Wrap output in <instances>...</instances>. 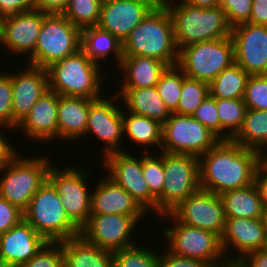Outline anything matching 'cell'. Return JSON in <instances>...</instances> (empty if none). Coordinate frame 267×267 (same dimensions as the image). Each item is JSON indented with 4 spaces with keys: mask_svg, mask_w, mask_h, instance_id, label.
Returning <instances> with one entry per match:
<instances>
[{
    "mask_svg": "<svg viewBox=\"0 0 267 267\" xmlns=\"http://www.w3.org/2000/svg\"><path fill=\"white\" fill-rule=\"evenodd\" d=\"M258 155L232 140H220L199 157L201 189L222 195L254 183Z\"/></svg>",
    "mask_w": 267,
    "mask_h": 267,
    "instance_id": "6da1fadb",
    "label": "cell"
},
{
    "mask_svg": "<svg viewBox=\"0 0 267 267\" xmlns=\"http://www.w3.org/2000/svg\"><path fill=\"white\" fill-rule=\"evenodd\" d=\"M123 56H146L177 65L173 21L164 4H157L122 43Z\"/></svg>",
    "mask_w": 267,
    "mask_h": 267,
    "instance_id": "7a4b0ae2",
    "label": "cell"
},
{
    "mask_svg": "<svg viewBox=\"0 0 267 267\" xmlns=\"http://www.w3.org/2000/svg\"><path fill=\"white\" fill-rule=\"evenodd\" d=\"M169 0L166 6L173 21L175 43L178 51L193 43L222 39L231 36L226 13L220 6L200 8L189 5L183 0L176 4Z\"/></svg>",
    "mask_w": 267,
    "mask_h": 267,
    "instance_id": "3957f363",
    "label": "cell"
},
{
    "mask_svg": "<svg viewBox=\"0 0 267 267\" xmlns=\"http://www.w3.org/2000/svg\"><path fill=\"white\" fill-rule=\"evenodd\" d=\"M99 68L100 64L80 49L47 68L49 90L62 96L100 98L104 77Z\"/></svg>",
    "mask_w": 267,
    "mask_h": 267,
    "instance_id": "277c9868",
    "label": "cell"
},
{
    "mask_svg": "<svg viewBox=\"0 0 267 267\" xmlns=\"http://www.w3.org/2000/svg\"><path fill=\"white\" fill-rule=\"evenodd\" d=\"M28 222L47 242H60L80 235L69 219L54 185L47 179L23 211Z\"/></svg>",
    "mask_w": 267,
    "mask_h": 267,
    "instance_id": "5b68a950",
    "label": "cell"
},
{
    "mask_svg": "<svg viewBox=\"0 0 267 267\" xmlns=\"http://www.w3.org/2000/svg\"><path fill=\"white\" fill-rule=\"evenodd\" d=\"M81 49V29L62 14H47L28 65L47 69Z\"/></svg>",
    "mask_w": 267,
    "mask_h": 267,
    "instance_id": "8992f818",
    "label": "cell"
},
{
    "mask_svg": "<svg viewBox=\"0 0 267 267\" xmlns=\"http://www.w3.org/2000/svg\"><path fill=\"white\" fill-rule=\"evenodd\" d=\"M235 63L232 37L193 43L178 51L177 66L188 78L210 83Z\"/></svg>",
    "mask_w": 267,
    "mask_h": 267,
    "instance_id": "52a82bcc",
    "label": "cell"
},
{
    "mask_svg": "<svg viewBox=\"0 0 267 267\" xmlns=\"http://www.w3.org/2000/svg\"><path fill=\"white\" fill-rule=\"evenodd\" d=\"M18 156L0 171L5 173L0 180V196L24 211L33 195L48 179L52 164L45 156L29 159Z\"/></svg>",
    "mask_w": 267,
    "mask_h": 267,
    "instance_id": "ba28073f",
    "label": "cell"
},
{
    "mask_svg": "<svg viewBox=\"0 0 267 267\" xmlns=\"http://www.w3.org/2000/svg\"><path fill=\"white\" fill-rule=\"evenodd\" d=\"M164 185L157 197V213H170L200 187L199 157L163 152Z\"/></svg>",
    "mask_w": 267,
    "mask_h": 267,
    "instance_id": "9c48e42d",
    "label": "cell"
},
{
    "mask_svg": "<svg viewBox=\"0 0 267 267\" xmlns=\"http://www.w3.org/2000/svg\"><path fill=\"white\" fill-rule=\"evenodd\" d=\"M164 216L171 217L175 225L165 230L164 234L169 240L167 249L169 252L207 262L213 267H232L224 255L221 238L217 234L183 224L171 213L163 214Z\"/></svg>",
    "mask_w": 267,
    "mask_h": 267,
    "instance_id": "30bf717a",
    "label": "cell"
},
{
    "mask_svg": "<svg viewBox=\"0 0 267 267\" xmlns=\"http://www.w3.org/2000/svg\"><path fill=\"white\" fill-rule=\"evenodd\" d=\"M220 139L191 115L171 113L162 125L161 149L166 153L200 157Z\"/></svg>",
    "mask_w": 267,
    "mask_h": 267,
    "instance_id": "8fae6325",
    "label": "cell"
},
{
    "mask_svg": "<svg viewBox=\"0 0 267 267\" xmlns=\"http://www.w3.org/2000/svg\"><path fill=\"white\" fill-rule=\"evenodd\" d=\"M59 169L51 165L48 180L56 188L69 219L81 229L91 215V194L85 183L89 179V174L83 167L82 169H75V167Z\"/></svg>",
    "mask_w": 267,
    "mask_h": 267,
    "instance_id": "7c38bea8",
    "label": "cell"
},
{
    "mask_svg": "<svg viewBox=\"0 0 267 267\" xmlns=\"http://www.w3.org/2000/svg\"><path fill=\"white\" fill-rule=\"evenodd\" d=\"M179 222L223 236L226 226L220 195L199 189L170 212Z\"/></svg>",
    "mask_w": 267,
    "mask_h": 267,
    "instance_id": "4fadbf2b",
    "label": "cell"
},
{
    "mask_svg": "<svg viewBox=\"0 0 267 267\" xmlns=\"http://www.w3.org/2000/svg\"><path fill=\"white\" fill-rule=\"evenodd\" d=\"M104 157L103 166L108 170L107 176L129 192L146 212L150 208L157 212V198L150 192L143 177L142 157L136 158L125 151Z\"/></svg>",
    "mask_w": 267,
    "mask_h": 267,
    "instance_id": "5bb4252c",
    "label": "cell"
},
{
    "mask_svg": "<svg viewBox=\"0 0 267 267\" xmlns=\"http://www.w3.org/2000/svg\"><path fill=\"white\" fill-rule=\"evenodd\" d=\"M135 225L137 221L129 215L91 214L80 235L94 246L114 252L135 246L131 240Z\"/></svg>",
    "mask_w": 267,
    "mask_h": 267,
    "instance_id": "9a60e30c",
    "label": "cell"
},
{
    "mask_svg": "<svg viewBox=\"0 0 267 267\" xmlns=\"http://www.w3.org/2000/svg\"><path fill=\"white\" fill-rule=\"evenodd\" d=\"M231 37L235 63L249 75H267V25L239 24Z\"/></svg>",
    "mask_w": 267,
    "mask_h": 267,
    "instance_id": "2e32d148",
    "label": "cell"
},
{
    "mask_svg": "<svg viewBox=\"0 0 267 267\" xmlns=\"http://www.w3.org/2000/svg\"><path fill=\"white\" fill-rule=\"evenodd\" d=\"M157 4L155 0H102L97 26L123 43Z\"/></svg>",
    "mask_w": 267,
    "mask_h": 267,
    "instance_id": "e0dca14e",
    "label": "cell"
},
{
    "mask_svg": "<svg viewBox=\"0 0 267 267\" xmlns=\"http://www.w3.org/2000/svg\"><path fill=\"white\" fill-rule=\"evenodd\" d=\"M120 107L107 98L90 99L85 135L94 134L107 146L104 156L114 152H124L120 149L123 135V116Z\"/></svg>",
    "mask_w": 267,
    "mask_h": 267,
    "instance_id": "ac0fdd59",
    "label": "cell"
},
{
    "mask_svg": "<svg viewBox=\"0 0 267 267\" xmlns=\"http://www.w3.org/2000/svg\"><path fill=\"white\" fill-rule=\"evenodd\" d=\"M46 13L30 10L0 19V42L11 52L30 53L35 50L42 22Z\"/></svg>",
    "mask_w": 267,
    "mask_h": 267,
    "instance_id": "d6986e66",
    "label": "cell"
},
{
    "mask_svg": "<svg viewBox=\"0 0 267 267\" xmlns=\"http://www.w3.org/2000/svg\"><path fill=\"white\" fill-rule=\"evenodd\" d=\"M221 245L228 263L233 266L238 260L250 252L266 248L267 235L262 218H226V226ZM234 247L239 253L233 257L227 251ZM239 255V256H238ZM236 257V258H235Z\"/></svg>",
    "mask_w": 267,
    "mask_h": 267,
    "instance_id": "ffe728a7",
    "label": "cell"
},
{
    "mask_svg": "<svg viewBox=\"0 0 267 267\" xmlns=\"http://www.w3.org/2000/svg\"><path fill=\"white\" fill-rule=\"evenodd\" d=\"M9 76L13 90V127L16 128L37 100L49 90L48 72L47 69L29 65L21 73H9Z\"/></svg>",
    "mask_w": 267,
    "mask_h": 267,
    "instance_id": "44dd1931",
    "label": "cell"
},
{
    "mask_svg": "<svg viewBox=\"0 0 267 267\" xmlns=\"http://www.w3.org/2000/svg\"><path fill=\"white\" fill-rule=\"evenodd\" d=\"M47 241L24 219L0 235V257L10 267H19L34 257Z\"/></svg>",
    "mask_w": 267,
    "mask_h": 267,
    "instance_id": "7402d4cb",
    "label": "cell"
},
{
    "mask_svg": "<svg viewBox=\"0 0 267 267\" xmlns=\"http://www.w3.org/2000/svg\"><path fill=\"white\" fill-rule=\"evenodd\" d=\"M145 212L129 192L108 176L101 179L91 192V214L129 215L138 222Z\"/></svg>",
    "mask_w": 267,
    "mask_h": 267,
    "instance_id": "603a6c76",
    "label": "cell"
},
{
    "mask_svg": "<svg viewBox=\"0 0 267 267\" xmlns=\"http://www.w3.org/2000/svg\"><path fill=\"white\" fill-rule=\"evenodd\" d=\"M58 99L56 92L48 90L34 104L29 114L17 126L26 137L39 141H49L58 136Z\"/></svg>",
    "mask_w": 267,
    "mask_h": 267,
    "instance_id": "cb8c5ba5",
    "label": "cell"
},
{
    "mask_svg": "<svg viewBox=\"0 0 267 267\" xmlns=\"http://www.w3.org/2000/svg\"><path fill=\"white\" fill-rule=\"evenodd\" d=\"M90 99L62 96L58 99V138L73 139L85 136Z\"/></svg>",
    "mask_w": 267,
    "mask_h": 267,
    "instance_id": "d4e9b609",
    "label": "cell"
},
{
    "mask_svg": "<svg viewBox=\"0 0 267 267\" xmlns=\"http://www.w3.org/2000/svg\"><path fill=\"white\" fill-rule=\"evenodd\" d=\"M59 243L63 267H113V252L94 246L81 235Z\"/></svg>",
    "mask_w": 267,
    "mask_h": 267,
    "instance_id": "484cf974",
    "label": "cell"
},
{
    "mask_svg": "<svg viewBox=\"0 0 267 267\" xmlns=\"http://www.w3.org/2000/svg\"><path fill=\"white\" fill-rule=\"evenodd\" d=\"M110 101L118 96L132 113L146 116L163 125L170 117V112L165 107L164 101L159 96L156 86L135 89H120Z\"/></svg>",
    "mask_w": 267,
    "mask_h": 267,
    "instance_id": "4316f807",
    "label": "cell"
},
{
    "mask_svg": "<svg viewBox=\"0 0 267 267\" xmlns=\"http://www.w3.org/2000/svg\"><path fill=\"white\" fill-rule=\"evenodd\" d=\"M120 68L124 70V83L120 89L154 87L168 65L146 56H123Z\"/></svg>",
    "mask_w": 267,
    "mask_h": 267,
    "instance_id": "83f0119b",
    "label": "cell"
},
{
    "mask_svg": "<svg viewBox=\"0 0 267 267\" xmlns=\"http://www.w3.org/2000/svg\"><path fill=\"white\" fill-rule=\"evenodd\" d=\"M220 198L226 218L257 219L262 217L263 203L255 183L227 191L220 195Z\"/></svg>",
    "mask_w": 267,
    "mask_h": 267,
    "instance_id": "f1b7e54d",
    "label": "cell"
},
{
    "mask_svg": "<svg viewBox=\"0 0 267 267\" xmlns=\"http://www.w3.org/2000/svg\"><path fill=\"white\" fill-rule=\"evenodd\" d=\"M81 50L95 63L107 60L111 51L119 63L118 66L123 58L122 43L98 26L81 29Z\"/></svg>",
    "mask_w": 267,
    "mask_h": 267,
    "instance_id": "f546056e",
    "label": "cell"
},
{
    "mask_svg": "<svg viewBox=\"0 0 267 267\" xmlns=\"http://www.w3.org/2000/svg\"><path fill=\"white\" fill-rule=\"evenodd\" d=\"M250 75L234 63L209 83V95L215 99H243Z\"/></svg>",
    "mask_w": 267,
    "mask_h": 267,
    "instance_id": "4dcf8cb0",
    "label": "cell"
},
{
    "mask_svg": "<svg viewBox=\"0 0 267 267\" xmlns=\"http://www.w3.org/2000/svg\"><path fill=\"white\" fill-rule=\"evenodd\" d=\"M122 116L123 134L126 133L130 140L144 148L154 144L161 147L162 125L159 122L130 111L126 115L122 111Z\"/></svg>",
    "mask_w": 267,
    "mask_h": 267,
    "instance_id": "1f68e13d",
    "label": "cell"
},
{
    "mask_svg": "<svg viewBox=\"0 0 267 267\" xmlns=\"http://www.w3.org/2000/svg\"><path fill=\"white\" fill-rule=\"evenodd\" d=\"M232 141L257 151L267 146V110L247 109L242 127Z\"/></svg>",
    "mask_w": 267,
    "mask_h": 267,
    "instance_id": "d6a6232c",
    "label": "cell"
},
{
    "mask_svg": "<svg viewBox=\"0 0 267 267\" xmlns=\"http://www.w3.org/2000/svg\"><path fill=\"white\" fill-rule=\"evenodd\" d=\"M215 103L220 120V140H232L245 118L247 107L244 99H215Z\"/></svg>",
    "mask_w": 267,
    "mask_h": 267,
    "instance_id": "836d02e7",
    "label": "cell"
},
{
    "mask_svg": "<svg viewBox=\"0 0 267 267\" xmlns=\"http://www.w3.org/2000/svg\"><path fill=\"white\" fill-rule=\"evenodd\" d=\"M183 86V71L177 66H168L161 74L156 88L170 113L177 109Z\"/></svg>",
    "mask_w": 267,
    "mask_h": 267,
    "instance_id": "e575fe53",
    "label": "cell"
},
{
    "mask_svg": "<svg viewBox=\"0 0 267 267\" xmlns=\"http://www.w3.org/2000/svg\"><path fill=\"white\" fill-rule=\"evenodd\" d=\"M102 0H70L63 16L80 29L97 26Z\"/></svg>",
    "mask_w": 267,
    "mask_h": 267,
    "instance_id": "d590c367",
    "label": "cell"
},
{
    "mask_svg": "<svg viewBox=\"0 0 267 267\" xmlns=\"http://www.w3.org/2000/svg\"><path fill=\"white\" fill-rule=\"evenodd\" d=\"M208 96L209 83L188 78L183 73L181 97L173 113L192 115Z\"/></svg>",
    "mask_w": 267,
    "mask_h": 267,
    "instance_id": "8d00e7d4",
    "label": "cell"
},
{
    "mask_svg": "<svg viewBox=\"0 0 267 267\" xmlns=\"http://www.w3.org/2000/svg\"><path fill=\"white\" fill-rule=\"evenodd\" d=\"M113 267H159V254L135 245L113 252Z\"/></svg>",
    "mask_w": 267,
    "mask_h": 267,
    "instance_id": "74e56055",
    "label": "cell"
},
{
    "mask_svg": "<svg viewBox=\"0 0 267 267\" xmlns=\"http://www.w3.org/2000/svg\"><path fill=\"white\" fill-rule=\"evenodd\" d=\"M146 152L142 157L143 177L148 184L150 192L157 198L163 191L164 169H163V151L158 154ZM154 154V155H153ZM156 155V156H155Z\"/></svg>",
    "mask_w": 267,
    "mask_h": 267,
    "instance_id": "f35d334b",
    "label": "cell"
},
{
    "mask_svg": "<svg viewBox=\"0 0 267 267\" xmlns=\"http://www.w3.org/2000/svg\"><path fill=\"white\" fill-rule=\"evenodd\" d=\"M243 99L247 109L267 110V75H250Z\"/></svg>",
    "mask_w": 267,
    "mask_h": 267,
    "instance_id": "ab89813d",
    "label": "cell"
},
{
    "mask_svg": "<svg viewBox=\"0 0 267 267\" xmlns=\"http://www.w3.org/2000/svg\"><path fill=\"white\" fill-rule=\"evenodd\" d=\"M19 267H63L61 244L47 242L34 257Z\"/></svg>",
    "mask_w": 267,
    "mask_h": 267,
    "instance_id": "60d3db41",
    "label": "cell"
},
{
    "mask_svg": "<svg viewBox=\"0 0 267 267\" xmlns=\"http://www.w3.org/2000/svg\"><path fill=\"white\" fill-rule=\"evenodd\" d=\"M12 100L11 77L8 73L2 72L0 73V129L4 127L13 128Z\"/></svg>",
    "mask_w": 267,
    "mask_h": 267,
    "instance_id": "b9f144b4",
    "label": "cell"
},
{
    "mask_svg": "<svg viewBox=\"0 0 267 267\" xmlns=\"http://www.w3.org/2000/svg\"><path fill=\"white\" fill-rule=\"evenodd\" d=\"M252 3L253 0H221L219 6L226 13L228 23L233 28L249 22Z\"/></svg>",
    "mask_w": 267,
    "mask_h": 267,
    "instance_id": "7bdbcfd3",
    "label": "cell"
},
{
    "mask_svg": "<svg viewBox=\"0 0 267 267\" xmlns=\"http://www.w3.org/2000/svg\"><path fill=\"white\" fill-rule=\"evenodd\" d=\"M191 116L220 139V120L215 98L209 95Z\"/></svg>",
    "mask_w": 267,
    "mask_h": 267,
    "instance_id": "ee69618b",
    "label": "cell"
},
{
    "mask_svg": "<svg viewBox=\"0 0 267 267\" xmlns=\"http://www.w3.org/2000/svg\"><path fill=\"white\" fill-rule=\"evenodd\" d=\"M23 219V211L0 196V235Z\"/></svg>",
    "mask_w": 267,
    "mask_h": 267,
    "instance_id": "f6af8a7d",
    "label": "cell"
},
{
    "mask_svg": "<svg viewBox=\"0 0 267 267\" xmlns=\"http://www.w3.org/2000/svg\"><path fill=\"white\" fill-rule=\"evenodd\" d=\"M165 252L159 256V267H213L201 260L174 255L167 249Z\"/></svg>",
    "mask_w": 267,
    "mask_h": 267,
    "instance_id": "bcb514c9",
    "label": "cell"
},
{
    "mask_svg": "<svg viewBox=\"0 0 267 267\" xmlns=\"http://www.w3.org/2000/svg\"><path fill=\"white\" fill-rule=\"evenodd\" d=\"M34 9V0H0V19Z\"/></svg>",
    "mask_w": 267,
    "mask_h": 267,
    "instance_id": "7dc6e473",
    "label": "cell"
},
{
    "mask_svg": "<svg viewBox=\"0 0 267 267\" xmlns=\"http://www.w3.org/2000/svg\"><path fill=\"white\" fill-rule=\"evenodd\" d=\"M232 267H267V249L262 248L248 253Z\"/></svg>",
    "mask_w": 267,
    "mask_h": 267,
    "instance_id": "c3c4849f",
    "label": "cell"
},
{
    "mask_svg": "<svg viewBox=\"0 0 267 267\" xmlns=\"http://www.w3.org/2000/svg\"><path fill=\"white\" fill-rule=\"evenodd\" d=\"M70 0H34V9L46 14H63Z\"/></svg>",
    "mask_w": 267,
    "mask_h": 267,
    "instance_id": "681fc988",
    "label": "cell"
},
{
    "mask_svg": "<svg viewBox=\"0 0 267 267\" xmlns=\"http://www.w3.org/2000/svg\"><path fill=\"white\" fill-rule=\"evenodd\" d=\"M254 25H267V0H253L249 22Z\"/></svg>",
    "mask_w": 267,
    "mask_h": 267,
    "instance_id": "f907efd6",
    "label": "cell"
},
{
    "mask_svg": "<svg viewBox=\"0 0 267 267\" xmlns=\"http://www.w3.org/2000/svg\"><path fill=\"white\" fill-rule=\"evenodd\" d=\"M1 133H3L2 130H0V171L18 154L15 151L16 148L13 149L12 144L4 138V133Z\"/></svg>",
    "mask_w": 267,
    "mask_h": 267,
    "instance_id": "816d5d0a",
    "label": "cell"
},
{
    "mask_svg": "<svg viewBox=\"0 0 267 267\" xmlns=\"http://www.w3.org/2000/svg\"><path fill=\"white\" fill-rule=\"evenodd\" d=\"M254 183L259 191L263 206H267V173L259 165L255 173Z\"/></svg>",
    "mask_w": 267,
    "mask_h": 267,
    "instance_id": "f5cc1de1",
    "label": "cell"
},
{
    "mask_svg": "<svg viewBox=\"0 0 267 267\" xmlns=\"http://www.w3.org/2000/svg\"><path fill=\"white\" fill-rule=\"evenodd\" d=\"M185 3L200 7V8H214L220 5L221 0H183Z\"/></svg>",
    "mask_w": 267,
    "mask_h": 267,
    "instance_id": "db71d44e",
    "label": "cell"
},
{
    "mask_svg": "<svg viewBox=\"0 0 267 267\" xmlns=\"http://www.w3.org/2000/svg\"><path fill=\"white\" fill-rule=\"evenodd\" d=\"M265 147L267 146H264L262 147L259 151H258V165L267 173V155L264 156L263 154V150L265 149ZM263 149V150H262ZM264 157V158H263Z\"/></svg>",
    "mask_w": 267,
    "mask_h": 267,
    "instance_id": "11a10c76",
    "label": "cell"
},
{
    "mask_svg": "<svg viewBox=\"0 0 267 267\" xmlns=\"http://www.w3.org/2000/svg\"><path fill=\"white\" fill-rule=\"evenodd\" d=\"M262 221L264 224V228L266 231V235H267V206H263V211H262Z\"/></svg>",
    "mask_w": 267,
    "mask_h": 267,
    "instance_id": "9f6ffc18",
    "label": "cell"
},
{
    "mask_svg": "<svg viewBox=\"0 0 267 267\" xmlns=\"http://www.w3.org/2000/svg\"><path fill=\"white\" fill-rule=\"evenodd\" d=\"M0 267H10V266L6 262H4L0 257Z\"/></svg>",
    "mask_w": 267,
    "mask_h": 267,
    "instance_id": "6f0895ef",
    "label": "cell"
},
{
    "mask_svg": "<svg viewBox=\"0 0 267 267\" xmlns=\"http://www.w3.org/2000/svg\"><path fill=\"white\" fill-rule=\"evenodd\" d=\"M158 4H163L164 2H167L169 0H155Z\"/></svg>",
    "mask_w": 267,
    "mask_h": 267,
    "instance_id": "680465c9",
    "label": "cell"
}]
</instances>
